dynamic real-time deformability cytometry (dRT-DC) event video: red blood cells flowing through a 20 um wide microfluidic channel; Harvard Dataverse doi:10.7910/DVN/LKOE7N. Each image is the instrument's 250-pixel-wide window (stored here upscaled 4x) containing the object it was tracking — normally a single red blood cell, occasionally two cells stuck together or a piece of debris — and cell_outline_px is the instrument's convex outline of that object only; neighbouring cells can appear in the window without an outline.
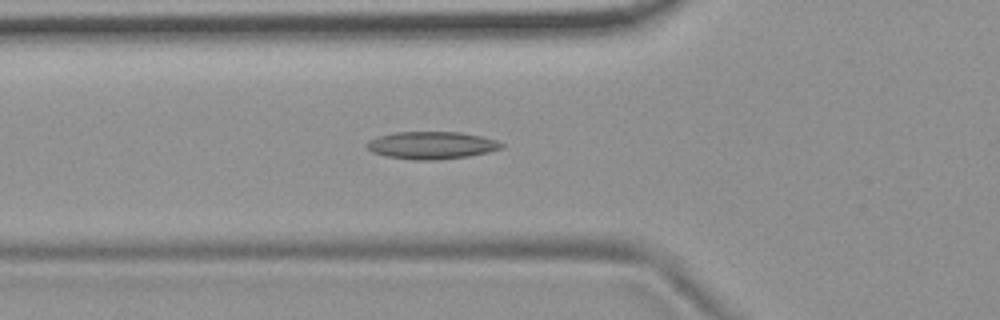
{"species": "common noctule bat (a hibernating species)", "species_latin": "Nyctalus noctula", "temperature_condition": "room temperature", "stored_images_in_passage": 54, "camera_frame_rate_fps": 3000, "um_per_image_px": 0.085, "animal": {"sex": "female", "body_mass_g": 19.9}, "frame": {"image": 1, "passage_image": 19, "time_ms": 6.0, "image_size_px": [1000, 320], "cell_outline_px": [[504, 148], [488, 152], [468, 156], [436, 160], [412, 160], [388, 156], [372, 152], [364, 144], [368, 140], [380, 136], [396, 132], [460, 132], [480, 136], [496, 140], [504, 144]], "centroid_in_image_um": [36.69, 12.35], "position_along_channel_um": 89.1, "area_um2": 21.5}}
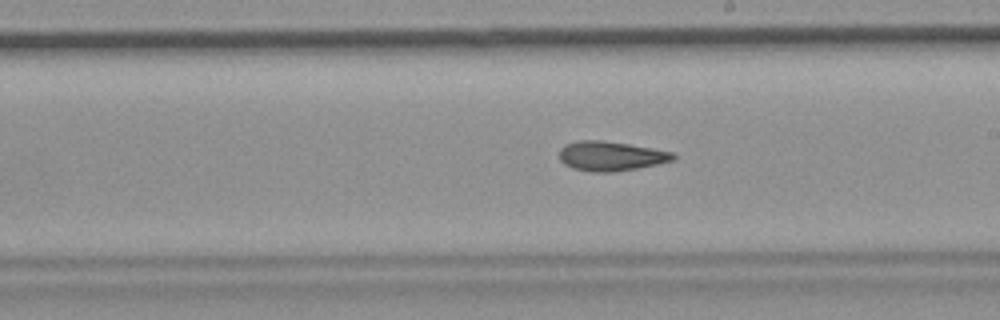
{"frame": {"image": 2, "passage_image": 31, "time_ms": 10.0, "image_size_px": [1000, 320], "cell_outline_px": [[676, 160], [636, 168], [612, 172], [592, 172], [572, 168], [564, 164], [560, 160], [560, 148], [564, 144], [580, 140], [600, 140], [628, 144], [676, 152]], "centroid_in_image_um": [51.93, 13.26], "position_along_channel_um": 237.1, "area_um2": 19.65}}
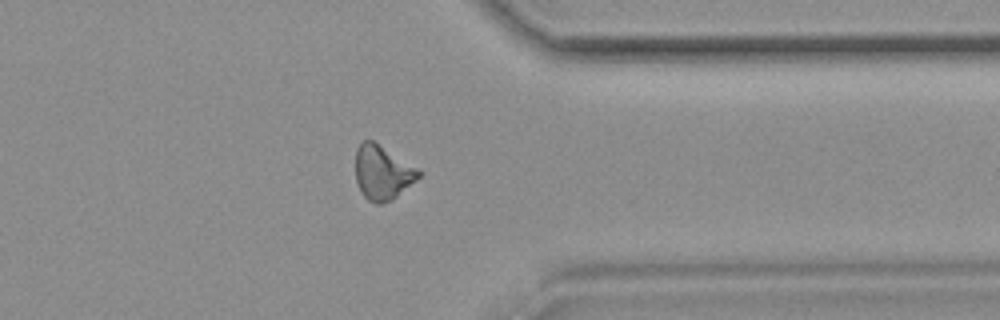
{"frame": {"image": 3, "passage_image": 43, "time_ms": 14.0, "image_size_px": [1000, 320], "cell_outline_px": [[424, 172], [416, 180], [392, 200], [384, 204], [376, 204], [368, 200], [364, 196], [356, 180], [356, 148], [364, 140], [372, 140]], "centroid_in_image_um": [32.52, 14.68], "position_along_channel_um": 378.9, "area_um2": 19.83}, "authors_computed_cell_mechanics": {"area_um2": 19.7965, "velocity_mm_per_s": 3.6988, "shape_relaxation_time_tau1_ms": null, "shape_relaxation_time_tau2_ms": 8.74, "deformation_change_tau1": null, "deformation_change_tau2": 0.2134}}